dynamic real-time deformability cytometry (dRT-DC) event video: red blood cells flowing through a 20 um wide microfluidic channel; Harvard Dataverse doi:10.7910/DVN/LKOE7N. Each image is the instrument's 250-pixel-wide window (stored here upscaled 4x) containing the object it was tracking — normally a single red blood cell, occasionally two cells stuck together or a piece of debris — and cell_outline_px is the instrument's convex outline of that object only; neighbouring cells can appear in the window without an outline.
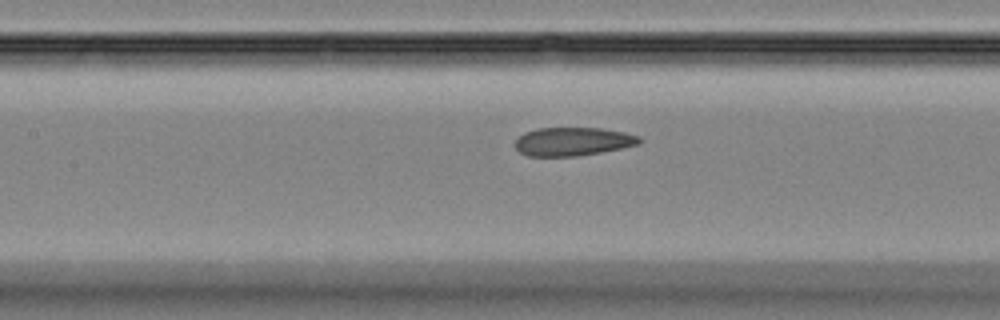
{"species": "Egyptian fruit bat (a non-hibernating species)", "species_latin": "Rousettus aegyptiacus", "temperature_condition": "room temperature", "stored_images_in_passage": 37, "camera_frame_rate_fps": 3000, "um_per_image_px": 0.085, "animal": {"sex": "female"}, "frame": {"image": 1, "passage_image": 13, "time_ms": 4.0, "image_size_px": [1000, 320], "cell_outline_px": [[644, 140], [640, 144], [600, 152], [576, 156], [528, 156], [520, 152], [516, 148], [516, 140], [524, 132], [536, 128], [600, 128], [624, 132], [640, 136]], "centroid_in_image_um": [48.71, 12.02], "position_along_channel_um": 158.7, "area_um2": 20.58}}
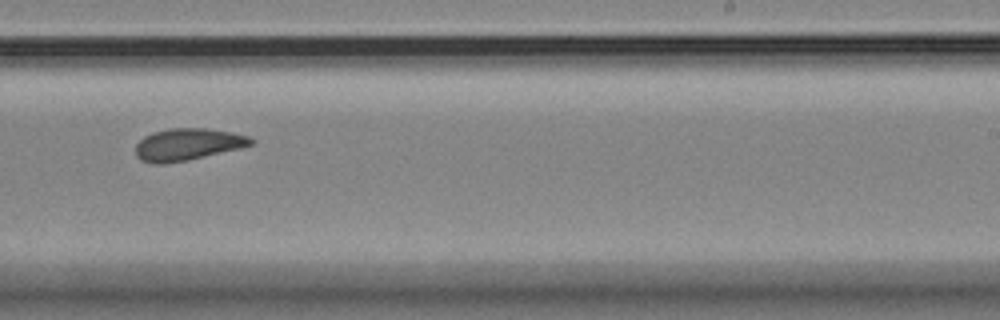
{"frame": {"image": 2, "passage_image": 22, "time_ms": 7.0, "image_size_px": [1000, 320], "cell_outline_px": [[256, 140], [252, 144], [240, 148], [188, 160], [164, 164], [152, 164], [140, 160], [136, 156], [136, 144], [144, 136], [152, 132], [168, 128], [208, 128], [232, 132], [248, 136]], "centroid_in_image_um": [15.93, 12.27], "position_along_channel_um": 273.1, "area_um2": 21.68}}
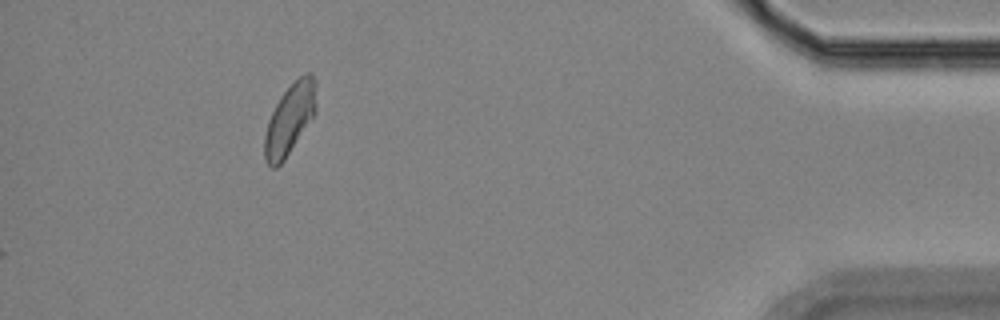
{"frame": {"image": 3, "passage_image": 37, "time_ms": 12.0, "image_size_px": [1000, 320], "cell_outline_px": [[316, 112], [284, 160], [276, 168], [272, 168], [264, 160], [264, 136], [268, 120], [280, 96], [304, 72], [312, 72], [316, 80]], "centroid_in_image_um": [24.63, 10.11], "position_along_channel_um": 410.6, "area_um2": 21.27}, "authors_computed_cell_mechanics": {"area_um2": 21.2704, "velocity_mm_per_s": 3.8229, "shape_relaxation_time_tau1_ms": null, "shape_relaxation_time_tau2_ms": 3.4155, "deformation_change_tau1": null, "deformation_change_tau2": 0.0923}}